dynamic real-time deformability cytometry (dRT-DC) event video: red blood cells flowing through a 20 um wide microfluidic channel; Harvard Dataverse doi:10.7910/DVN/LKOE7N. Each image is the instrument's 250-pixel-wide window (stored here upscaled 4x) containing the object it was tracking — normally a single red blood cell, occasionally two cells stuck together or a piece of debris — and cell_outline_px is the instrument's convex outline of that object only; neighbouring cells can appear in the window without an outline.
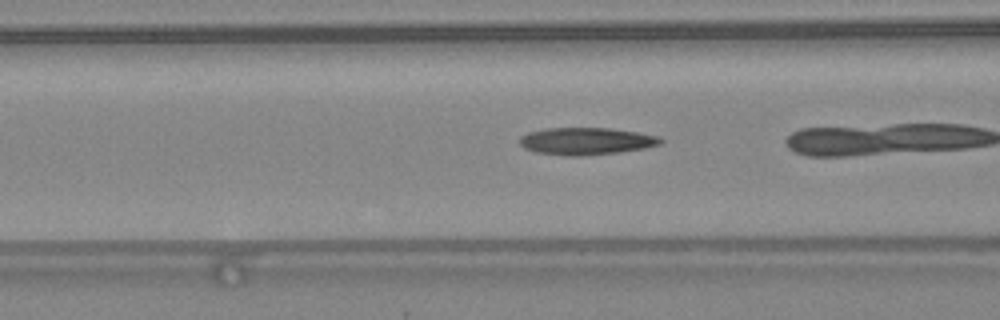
{"species": "common noctule bat (a hibernating species)", "species_latin": "Nyctalus noctula", "temperature_condition": "warm", "stored_images_in_passage": 23, "camera_frame_rate_fps": 3000, "um_per_image_px": 0.085, "animal": {"sex": "female", "body_mass_g": 24.6, "forearm_length_mm": 56.2}, "frame": {"image": 1, "passage_image": 16, "time_ms": 5.0, "image_size_px": [1000, 320], "cell_outline_px": [[664, 140], [660, 144], [644, 148], [620, 152], [580, 156], [568, 156], [536, 152], [524, 148], [520, 144], [520, 136], [528, 132], [548, 128], [608, 128], [636, 132], [660, 136]], "centroid_in_image_um": [49.83, 12.0], "position_along_channel_um": 116.8, "area_um2": 22.31}}